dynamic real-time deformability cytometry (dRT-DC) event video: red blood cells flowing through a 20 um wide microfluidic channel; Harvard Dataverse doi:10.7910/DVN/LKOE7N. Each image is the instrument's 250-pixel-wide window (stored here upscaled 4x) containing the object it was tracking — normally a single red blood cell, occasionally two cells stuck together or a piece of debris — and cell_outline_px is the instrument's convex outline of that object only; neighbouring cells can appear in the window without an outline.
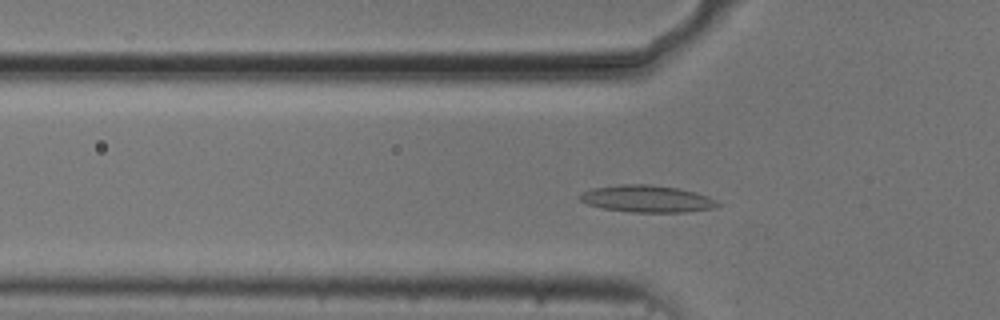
{"species": "common noctule bat (a hibernating species)", "species_latin": "Nyctalus noctula", "temperature_condition": "cold", "stored_images_in_passage": 52, "camera_frame_rate_fps": 3000, "um_per_image_px": 0.085, "animal": {"sex": "male", "body_mass_g": 20.5, "forearm_length_mm": 52.5}, "frame": {"image": 1, "passage_image": 15, "time_ms": 4.667, "image_size_px": [1000, 320], "cell_outline_px": [[724, 204], [712, 208], [684, 212], [628, 212], [600, 208], [588, 204], [580, 200], [576, 196], [592, 188], [620, 184], [648, 184], [676, 188], [696, 192], [708, 196]], "centroid_in_image_um": [54.98, 16.9], "position_along_channel_um": 70.8, "area_um2": 21.79}}
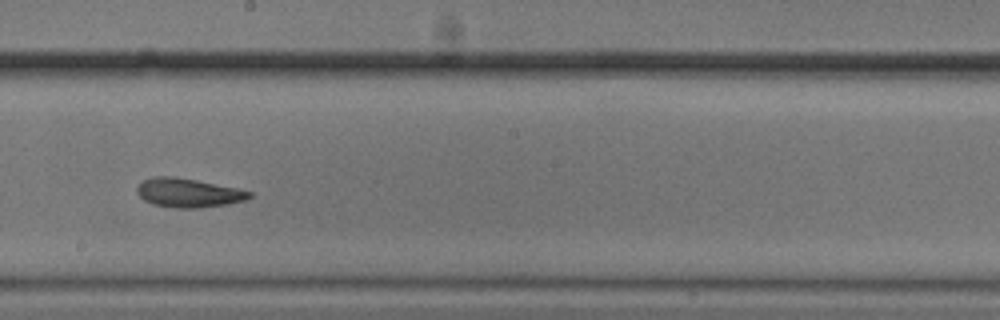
{"frame": {"image": 2, "passage_image": 28, "time_ms": 9.0, "image_size_px": [1000, 320], "cell_outline_px": [[252, 196], [248, 200], [228, 204], [196, 208], [176, 208], [156, 204], [144, 200], [136, 192], [136, 188], [144, 180], [156, 176], [172, 176], [196, 180], [240, 188], [252, 192]], "centroid_in_image_um": [16.07, 16.39], "position_along_channel_um": 232.1, "area_um2": 18.96}}
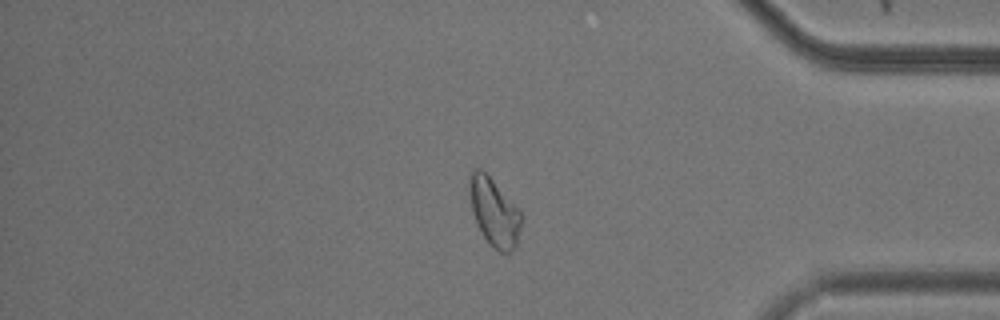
{"frame": {"image": 3, "passage_image": 43, "time_ms": 14.0, "image_size_px": [1000, 320], "cell_outline_px": [[524, 216], [516, 244], [512, 252], [500, 252], [488, 244], [472, 212], [468, 192], [468, 172], [472, 168], [480, 168], [520, 208]], "centroid_in_image_um": [42.0, 17.99], "position_along_channel_um": 393.2, "area_um2": 20.92}, "authors_computed_cell_mechanics": {"area_um2": 19.8254, "velocity_mm_per_s": 3.7002, "shape_relaxation_time_tau1_ms": 4.4326, "shape_relaxation_time_tau2_ms": 2.664, "deformation_change_tau1": 0.1211, "deformation_change_tau2": 0.0917}}